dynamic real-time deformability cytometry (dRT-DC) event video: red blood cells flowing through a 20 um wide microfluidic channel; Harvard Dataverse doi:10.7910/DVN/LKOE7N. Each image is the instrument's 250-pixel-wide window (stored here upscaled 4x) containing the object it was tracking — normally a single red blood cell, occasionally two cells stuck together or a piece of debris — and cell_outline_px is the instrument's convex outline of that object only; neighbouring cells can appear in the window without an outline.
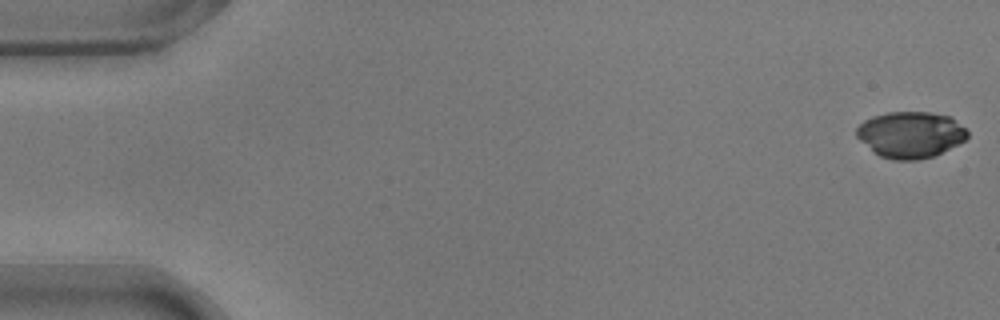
{"species": "common noctule bat (a hibernating species)", "species_latin": "Nyctalus noctula", "temperature_condition": "warm", "stored_images_in_passage": 12, "camera_frame_rate_fps": 3000, "um_per_image_px": 0.085, "animal": {"sex": "male", "body_mass_g": 17.9}, "frame": {"image": 1, "passage_image": 1, "time_ms": 0.0, "image_size_px": [1000, 320], "cell_outline_px": [[968, 136], [964, 140], [932, 156], [916, 160], [892, 160], [880, 156], [872, 152], [856, 136], [856, 128], [864, 120], [872, 116], [888, 112], [928, 112], [952, 116], [968, 132]], "centroid_in_image_um": [77.35, 11.43], "position_along_channel_um": 7.6, "area_um2": 29.82}}